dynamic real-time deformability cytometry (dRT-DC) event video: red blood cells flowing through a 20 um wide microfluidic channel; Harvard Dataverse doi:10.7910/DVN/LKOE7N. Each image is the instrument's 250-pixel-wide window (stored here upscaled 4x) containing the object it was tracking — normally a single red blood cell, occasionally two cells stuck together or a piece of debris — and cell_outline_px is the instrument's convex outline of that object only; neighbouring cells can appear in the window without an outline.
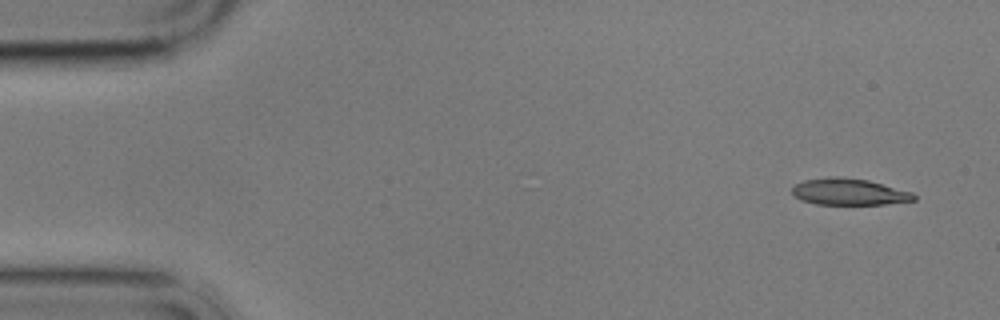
{"species": "common noctule bat (a hibernating species)", "species_latin": "Nyctalus noctula", "temperature_condition": "cold", "stored_images_in_passage": 4, "camera_frame_rate_fps": 3000, "um_per_image_px": 0.085, "animal": {"sex": "male", "body_mass_g": 17.9}, "frame": {"image": 1, "passage_image": 1, "time_ms": 0.0, "image_size_px": [1000, 320], "cell_outline_px": [[916, 200], [884, 204], [816, 204], [800, 200], [792, 192], [792, 188], [796, 184], [804, 180], [832, 176], [836, 176], [868, 180], [912, 192], [916, 196]], "centroid_in_image_um": [72.16, 16.3], "position_along_channel_um": 12.8, "area_um2": 18.73}}